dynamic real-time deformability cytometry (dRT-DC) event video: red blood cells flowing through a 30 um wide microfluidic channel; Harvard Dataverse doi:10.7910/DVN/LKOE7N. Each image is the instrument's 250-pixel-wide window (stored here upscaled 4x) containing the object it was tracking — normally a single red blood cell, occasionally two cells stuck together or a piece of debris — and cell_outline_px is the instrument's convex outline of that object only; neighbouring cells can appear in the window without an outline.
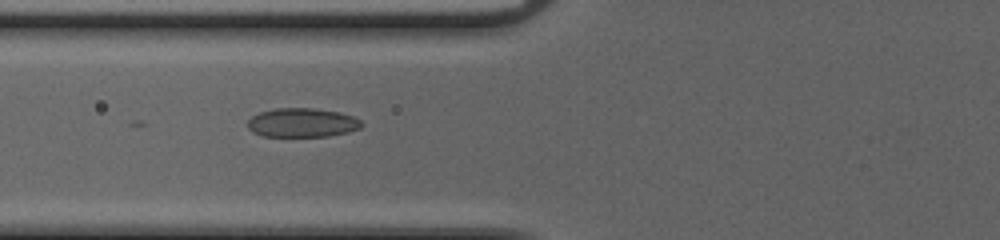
{"species": "common noctule bat (a hibernating species)", "species_latin": "Nyctalus noctula", "temperature_condition": "cold", "stored_images_in_passage": 54, "camera_frame_rate_fps": 3000, "um_per_image_px": 0.085, "animal": {"sex": "female", "body_mass_g": 20.0, "forearm_length_mm": 54.0}, "frame": {"image": 1, "passage_image": 24, "time_ms": 7.667, "image_size_px": [1000, 240], "cell_outline_px": [[364, 124], [360, 128], [348, 132], [328, 136], [260, 136], [252, 132], [248, 128], [248, 120], [252, 116], [260, 112], [276, 108], [312, 108], [340, 112], [352, 116], [360, 120]], "centroid_in_image_um": [25.68, 10.43], "position_along_channel_um": 100.1, "area_um2": 19.31}}
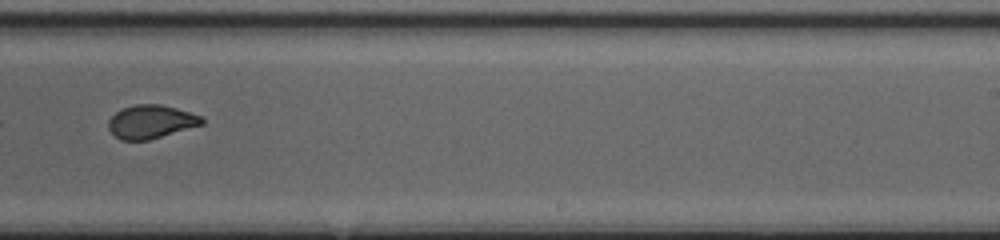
{"frame": {"image": 2, "passage_image": 37, "time_ms": 12.0, "image_size_px": [1000, 240], "cell_outline_px": [[204, 124], [148, 140], [120, 140], [108, 128], [108, 120], [116, 112], [124, 108], [136, 104], [160, 104], [176, 108], [200, 116], [204, 120]], "centroid_in_image_um": [12.82, 10.35], "position_along_channel_um": 276.2, "area_um2": 17.98}}
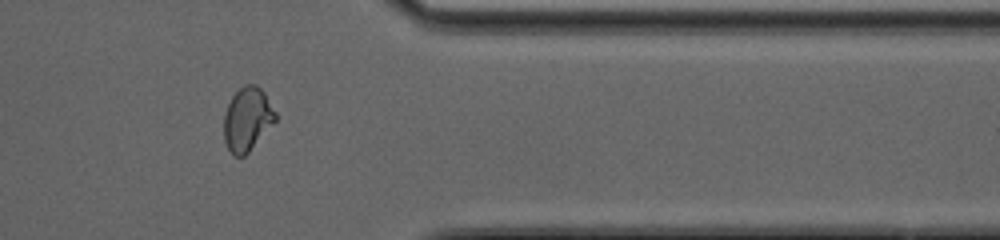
{"frame": {"image": 3, "passage_image": 46, "time_ms": 15.0, "image_size_px": [1000, 240], "cell_outline_px": [[276, 120], [248, 152], [244, 156], [236, 156], [228, 148], [224, 140], [224, 116], [228, 104], [232, 96], [244, 84], [256, 84], [264, 92], [276, 112]], "centroid_in_image_um": [21.02, 10.1], "position_along_channel_um": 390.4, "area_um2": 18.84}, "authors_computed_cell_mechanics": {"area_um2": 19.3341, "velocity_mm_per_s": 4.0618, "shape_relaxation_time_tau1_ms": 5.7464, "shape_relaxation_time_tau2_ms": 0.7977, "deformation_change_tau1": 0.185, "deformation_change_tau2": 0.0521}}